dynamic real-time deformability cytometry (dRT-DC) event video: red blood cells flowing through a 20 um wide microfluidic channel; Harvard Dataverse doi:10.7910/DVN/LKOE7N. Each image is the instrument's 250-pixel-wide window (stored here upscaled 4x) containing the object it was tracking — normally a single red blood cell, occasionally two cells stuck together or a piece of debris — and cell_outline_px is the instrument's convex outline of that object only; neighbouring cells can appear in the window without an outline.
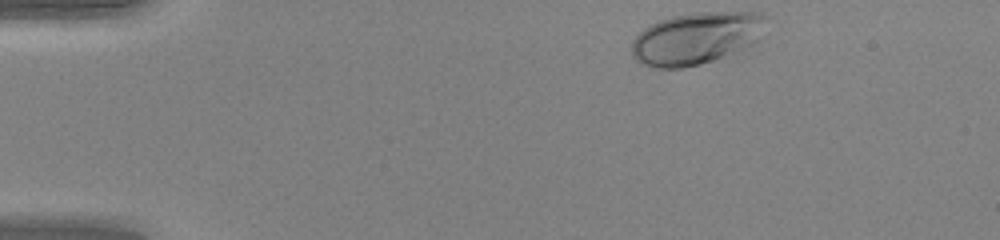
{"species": "human", "species_latin": "Homo sapiens", "temperature_condition": "warm", "stored_images_in_passage": 35, "camera_frame_rate_fps": 3000, "um_per_image_px": 0.085, "donor": {"sex": "female"}, "frame": {"image": 1, "passage_image": 1, "time_ms": 0.0, "image_size_px": [1000, 240], "cell_outline_px": [[768, 16], [760, 40], [740, 60], [684, 68], [656, 68], [640, 64], [632, 56], [632, 40], [644, 28], [660, 20], [672, 16], [696, 12], [760, 12]], "centroid_in_image_um": [59.36, 3.33], "position_along_channel_um": 25.6, "area_um2": 43.52}}
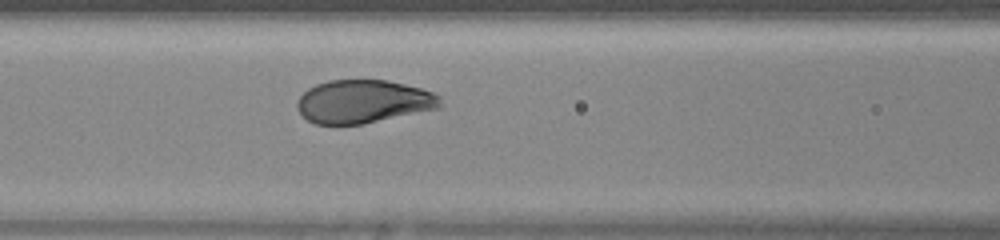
{"frame": {"image": 2, "passage_image": 15, "time_ms": 4.667, "image_size_px": [1000, 240], "cell_outline_px": [[440, 108], [364, 124], [316, 124], [308, 120], [296, 108], [296, 100], [308, 88], [316, 84], [328, 80], [388, 80], [420, 88], [432, 92], [440, 96]], "centroid_in_image_um": [30.87, 8.63], "position_along_channel_um": 135.7, "area_um2": 36.07}}
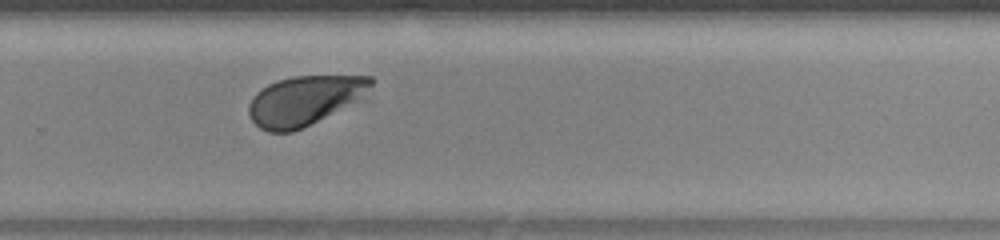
{"frame": {"image": 3, "passage_image": 27, "time_ms": 8.667, "image_size_px": [1000, 240], "cell_outline_px": [[376, 80], [364, 100], [292, 132], [268, 132], [260, 128], [252, 120], [248, 112], [248, 104], [252, 96], [256, 92], [268, 84], [292, 76], [372, 76]], "centroid_in_image_um": [25.95, 8.53], "position_along_channel_um": 303.8, "area_um2": 35.78}, "authors_computed_cell_mechanics": {"area_um2": 37.0498, "velocity_mm_per_s": 4.2102, "shape_relaxation_time_tau1_ms": 1.7108, "shape_relaxation_time_tau2_ms": null, "deformation_change_tau1": 0.1551, "deformation_change_tau2": null}}